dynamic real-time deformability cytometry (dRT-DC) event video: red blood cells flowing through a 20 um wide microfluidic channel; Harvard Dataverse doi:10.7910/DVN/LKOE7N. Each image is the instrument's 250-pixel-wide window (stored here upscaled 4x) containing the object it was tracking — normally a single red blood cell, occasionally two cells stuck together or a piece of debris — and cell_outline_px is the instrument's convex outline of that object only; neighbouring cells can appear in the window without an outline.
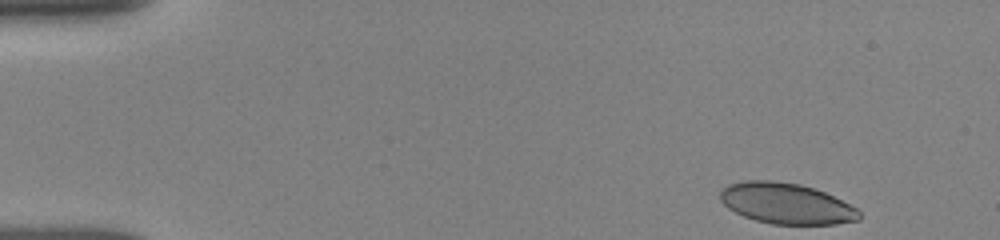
{"species": "human", "species_latin": "Homo sapiens", "temperature_condition": "room temperature", "stored_images_in_passage": 22, "camera_frame_rate_fps": 3000, "um_per_image_px": 0.085, "donor": {"sex": "female"}, "frame": {"image": 1, "passage_image": 1, "time_ms": 0.0, "image_size_px": [1000, 240], "cell_outline_px": [[860, 220], [836, 224], [772, 224], [756, 220], [744, 216], [728, 208], [720, 200], [720, 192], [728, 184], [744, 180], [772, 180], [800, 184], [824, 192], [856, 208], [860, 212]], "centroid_in_image_um": [66.81, 17.29], "position_along_channel_um": 18.2, "area_um2": 32.89}}
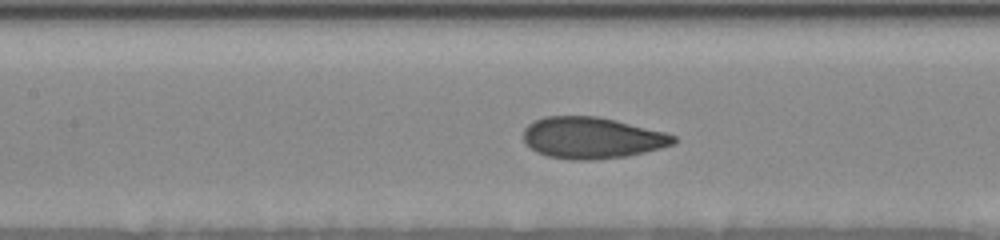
{"frame": {"image": 2, "passage_image": 13, "time_ms": 6.333, "image_size_px": [1000, 240], "cell_outline_px": [[676, 144], [628, 156], [592, 160], [572, 160], [548, 156], [536, 152], [524, 140], [524, 128], [528, 124], [544, 116], [596, 116], [616, 120], [664, 132], [676, 136]], "centroid_in_image_um": [50.32, 11.72], "position_along_channel_um": 157.1, "area_um2": 36.18}}
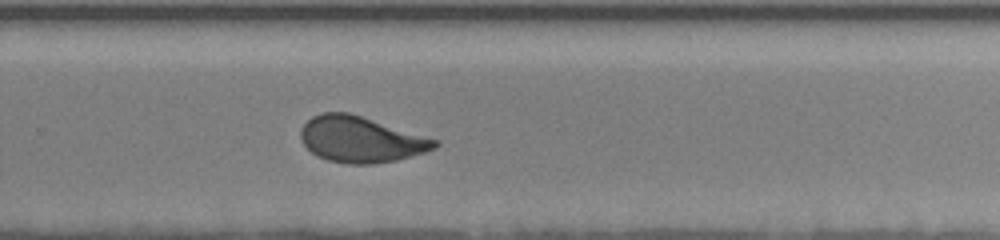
{"frame": {"image": 3, "passage_image": 22, "time_ms": 10.0, "image_size_px": [1000, 240], "cell_outline_px": [[440, 144], [436, 148], [424, 152], [396, 160], [372, 164], [348, 164], [328, 160], [316, 156], [300, 140], [300, 132], [304, 124], [312, 116], [324, 112], [348, 112], [440, 140]], "centroid_in_image_um": [30.67, 11.85], "position_along_channel_um": 299.1, "area_um2": 35.84}}